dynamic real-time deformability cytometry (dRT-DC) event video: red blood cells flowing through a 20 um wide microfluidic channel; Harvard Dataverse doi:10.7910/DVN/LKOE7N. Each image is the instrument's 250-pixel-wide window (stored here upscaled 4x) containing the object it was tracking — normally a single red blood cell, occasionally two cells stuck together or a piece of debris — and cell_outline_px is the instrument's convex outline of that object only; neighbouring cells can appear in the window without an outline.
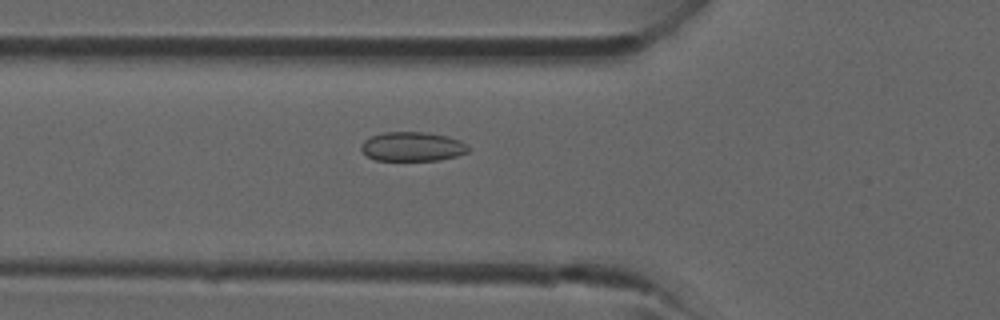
{"species": "common noctule bat (a hibernating species)", "species_latin": "Nyctalus noctula", "temperature_condition": "room temperature", "stored_images_in_passage": 33, "camera_frame_rate_fps": 3000, "um_per_image_px": 0.085, "animal": {"sex": "male", "forearm_length_mm": 52.5}, "frame": {"image": 1, "passage_image": 7, "time_ms": 2.0, "image_size_px": [1000, 320], "cell_outline_px": [[472, 148], [468, 152], [456, 156], [440, 160], [376, 160], [368, 156], [360, 148], [360, 144], [364, 140], [372, 136], [384, 132], [428, 132], [448, 136], [460, 140], [468, 144]], "centroid_in_image_um": [35.1, 12.45], "position_along_channel_um": 90.7, "area_um2": 18.44}}
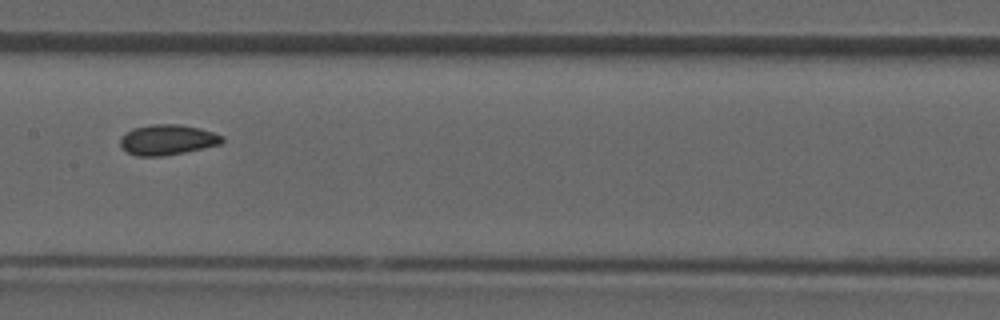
{"frame": {"image": 2, "passage_image": 13, "time_ms": 4.0, "image_size_px": [1000, 320], "cell_outline_px": [[224, 140], [220, 144], [204, 148], [164, 156], [136, 156], [128, 152], [120, 144], [120, 140], [124, 132], [132, 128], [152, 124], [180, 124], [200, 128], [224, 136]], "centroid_in_image_um": [14.23, 11.87], "position_along_channel_um": 193.2, "area_um2": 18.09}}
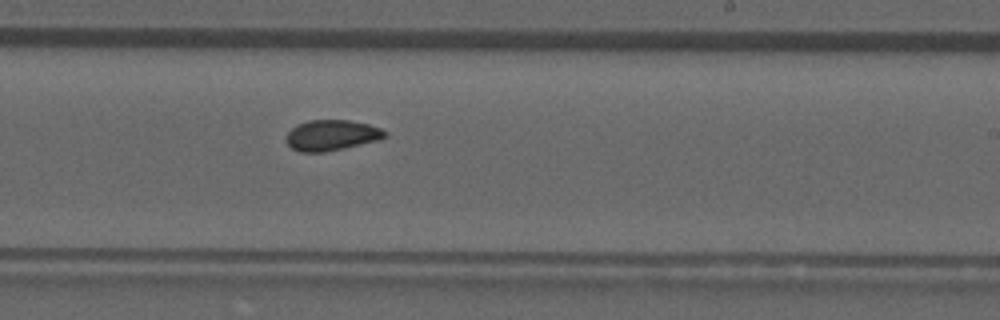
{"frame": {"image": 3, "passage_image": 17, "time_ms": 5.333, "image_size_px": [1000, 320], "cell_outline_px": [[388, 136], [380, 140], [344, 148], [324, 152], [300, 152], [292, 148], [284, 140], [284, 136], [296, 124], [308, 120], [348, 120], [368, 124], [380, 128], [388, 132]], "centroid_in_image_um": [28.18, 11.49], "position_along_channel_um": 260.8, "area_um2": 17.86}}